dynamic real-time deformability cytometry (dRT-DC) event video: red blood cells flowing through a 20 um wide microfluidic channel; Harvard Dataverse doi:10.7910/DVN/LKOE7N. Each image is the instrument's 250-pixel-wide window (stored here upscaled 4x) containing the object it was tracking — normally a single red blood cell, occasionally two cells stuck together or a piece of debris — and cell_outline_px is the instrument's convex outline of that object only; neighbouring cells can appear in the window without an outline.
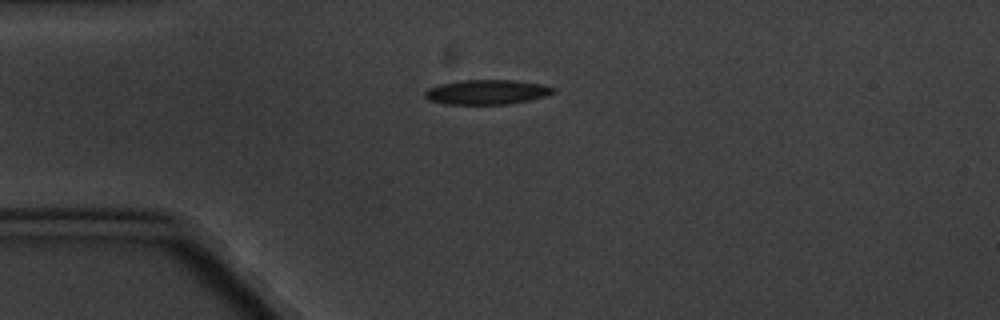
{"species": "common noctule bat (a hibernating species)", "species_latin": "Nyctalus noctula", "temperature_condition": "cold", "stored_images_in_passage": 6, "camera_frame_rate_fps": 3000, "um_per_image_px": 0.085, "animal": {"sex": "male", "body_mass_g": 20.1, "forearm_length_mm": 53.5}, "frame": {"image": 1, "passage_image": 6, "time_ms": 6.0, "image_size_px": [1000, 320], "cell_outline_px": [[556, 92], [548, 96], [508, 104], [444, 104], [428, 100], [424, 96], [424, 92], [428, 88], [440, 84], [464, 80], [516, 80], [540, 84], [556, 88]], "centroid_in_image_um": [41.39, 7.83], "position_along_channel_um": 43.6, "area_um2": 18.55}}